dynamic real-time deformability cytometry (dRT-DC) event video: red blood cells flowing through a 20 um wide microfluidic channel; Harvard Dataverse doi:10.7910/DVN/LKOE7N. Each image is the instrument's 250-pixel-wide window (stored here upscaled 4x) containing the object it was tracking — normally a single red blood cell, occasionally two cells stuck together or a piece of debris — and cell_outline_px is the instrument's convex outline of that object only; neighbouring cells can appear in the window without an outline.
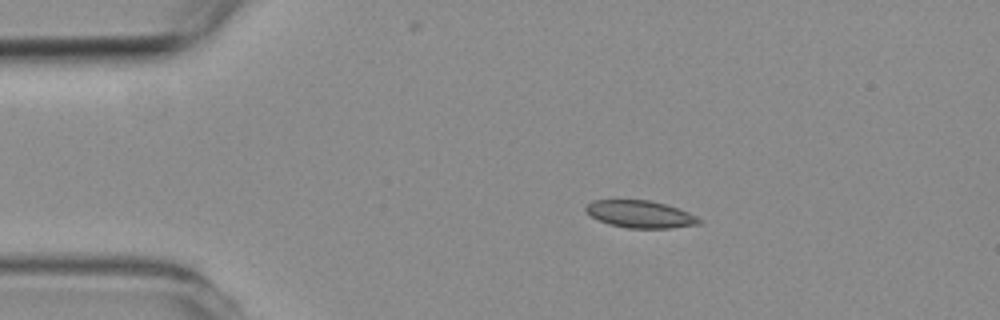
{"species": "common noctule bat (a hibernating species)", "species_latin": "Nyctalus noctula", "temperature_condition": "room temperature", "stored_images_in_passage": 3, "camera_frame_rate_fps": 3000, "um_per_image_px": 0.085, "animal": {"sex": "female", "body_mass_g": 19.3, "forearm_length_mm": 54.1}, "frame": {"image": 1, "passage_image": 1, "time_ms": 0.0, "image_size_px": [1000, 320], "cell_outline_px": [[704, 220], [700, 224], [672, 228], [628, 228], [608, 224], [592, 216], [584, 208], [592, 200], [648, 200], [664, 204], [688, 212]], "centroid_in_image_um": [54.45, 18.21], "position_along_channel_um": 30.6, "area_um2": 17.86}}
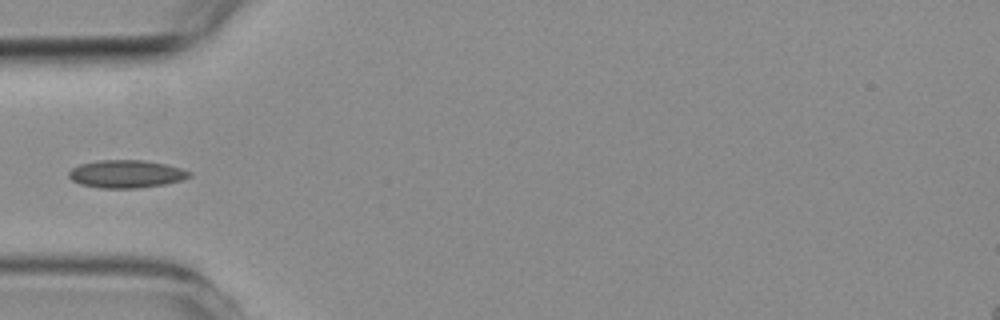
{"frame": {"image": 2, "passage_image": 3, "time_ms": 2.333, "image_size_px": [1000, 320], "cell_outline_px": [[192, 176], [180, 180], [164, 184], [136, 188], [100, 188], [80, 184], [72, 180], [68, 176], [68, 172], [72, 168], [80, 164], [96, 160], [144, 160], [164, 164], [180, 168], [192, 172]], "centroid_in_image_um": [10.7, 14.78], "position_along_channel_um": 74.3, "area_um2": 19.48}}